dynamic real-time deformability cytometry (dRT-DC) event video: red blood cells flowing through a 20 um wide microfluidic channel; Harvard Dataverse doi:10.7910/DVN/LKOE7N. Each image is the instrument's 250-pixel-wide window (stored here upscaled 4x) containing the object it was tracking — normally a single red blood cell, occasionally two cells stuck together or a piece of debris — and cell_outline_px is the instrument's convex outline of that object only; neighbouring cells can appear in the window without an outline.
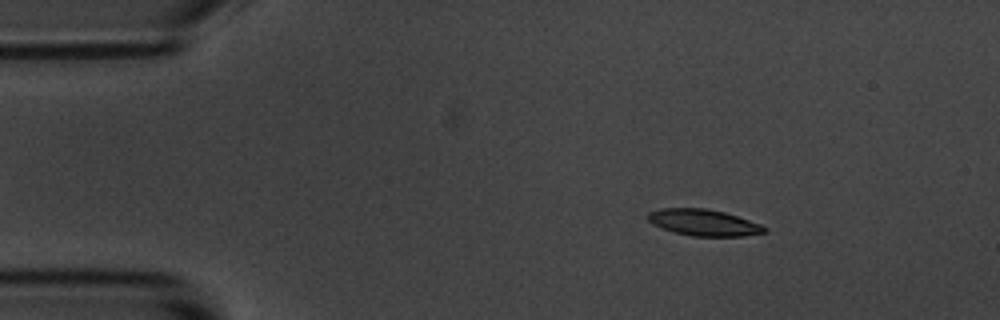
{"species": "common noctule bat (a hibernating species)", "species_latin": "Nyctalus noctula", "temperature_condition": "room temperature", "stored_images_in_passage": 53, "camera_frame_rate_fps": 3000, "um_per_image_px": 0.085, "animal": {"sex": "male", "body_mass_g": 20.1, "forearm_length_mm": 53.5}, "frame": {"image": 1, "passage_image": 7, "time_ms": 2.0, "image_size_px": [1000, 320], "cell_outline_px": [[768, 232], [744, 236], [692, 236], [672, 232], [652, 224], [648, 220], [648, 212], [660, 208], [708, 208], [724, 212], [760, 224], [768, 228]], "centroid_in_image_um": [59.8, 18.92], "position_along_channel_um": 25.2, "area_um2": 18.03}}
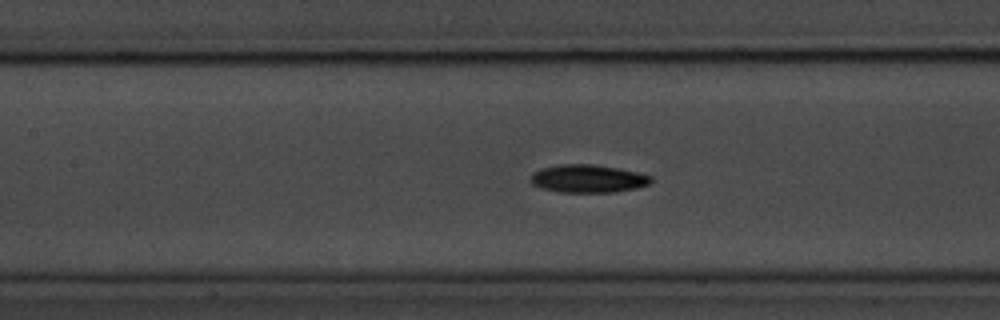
{"frame": {"image": 2, "passage_image": 23, "time_ms": 7.333, "image_size_px": [1000, 320], "cell_outline_px": [[652, 180], [648, 184], [636, 188], [616, 192], [560, 192], [540, 188], [532, 184], [528, 180], [532, 172], [540, 168], [560, 164], [592, 164], [616, 168], [636, 172], [652, 176]], "centroid_in_image_um": [49.91, 15.18], "position_along_channel_um": 157.5, "area_um2": 19.71}}
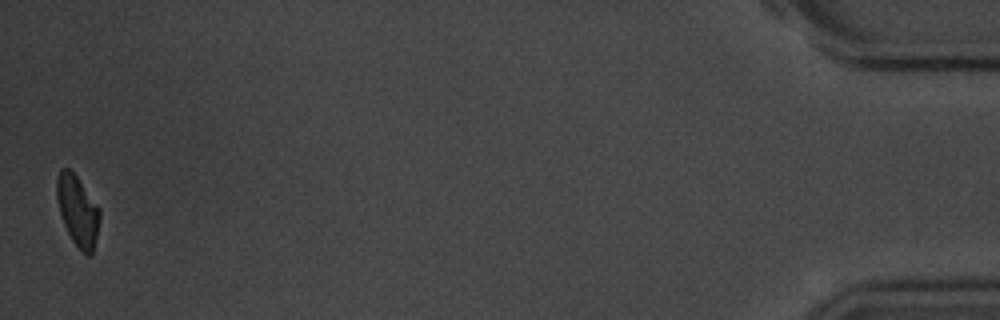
{"frame": {"image": 3, "passage_image": 53, "time_ms": 17.333, "image_size_px": [1000, 320], "cell_outline_px": [[100, 220], [92, 256], [88, 256], [80, 252], [72, 240], [60, 216], [56, 196], [56, 180], [60, 168], [68, 168], [76, 176], [100, 208]], "centroid_in_image_um": [6.6, 17.94], "position_along_channel_um": 428.6, "area_um2": 17.8}, "authors_computed_cell_mechanics": {"area_um2": 18.6116, "velocity_mm_per_s": 3.6502, "shape_relaxation_time_tau1_ms": 2.1039, "shape_relaxation_time_tau2_ms": null, "deformation_change_tau1": 0.118, "deformation_change_tau2": null}}